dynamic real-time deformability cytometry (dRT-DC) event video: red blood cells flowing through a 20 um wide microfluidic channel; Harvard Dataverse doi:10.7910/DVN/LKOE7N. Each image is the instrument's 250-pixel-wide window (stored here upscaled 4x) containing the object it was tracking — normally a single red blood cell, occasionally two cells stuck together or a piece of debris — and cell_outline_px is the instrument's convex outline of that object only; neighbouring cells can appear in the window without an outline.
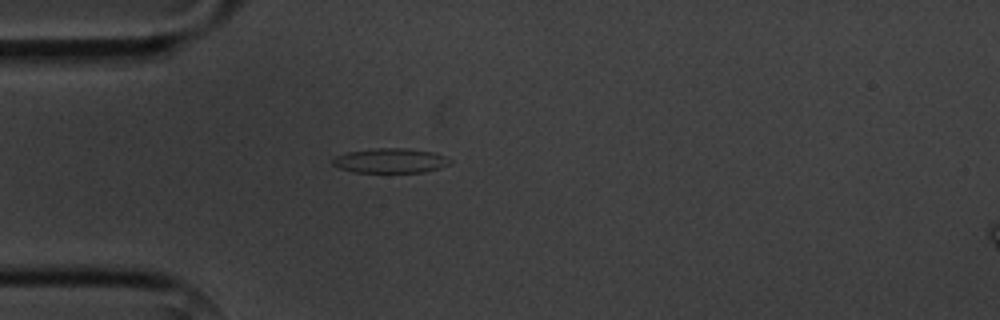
{"species": "common noctule bat (a hibernating species)", "species_latin": "Nyctalus noctula", "temperature_condition": "cold", "stored_images_in_passage": 6, "camera_frame_rate_fps": 3000, "um_per_image_px": 0.085, "animal": {"sex": "male", "body_mass_g": 20.1, "forearm_length_mm": 53.5}, "frame": {"image": 1, "passage_image": 6, "time_ms": 6.333, "image_size_px": [1000, 320], "cell_outline_px": [[452, 160], [448, 164], [440, 168], [424, 172], [352, 172], [340, 168], [332, 164], [332, 160], [336, 156], [348, 152], [376, 148], [404, 148], [432, 152], [444, 156]], "centroid_in_image_um": [33.17, 13.66], "position_along_channel_um": 51.8, "area_um2": 16.7}}